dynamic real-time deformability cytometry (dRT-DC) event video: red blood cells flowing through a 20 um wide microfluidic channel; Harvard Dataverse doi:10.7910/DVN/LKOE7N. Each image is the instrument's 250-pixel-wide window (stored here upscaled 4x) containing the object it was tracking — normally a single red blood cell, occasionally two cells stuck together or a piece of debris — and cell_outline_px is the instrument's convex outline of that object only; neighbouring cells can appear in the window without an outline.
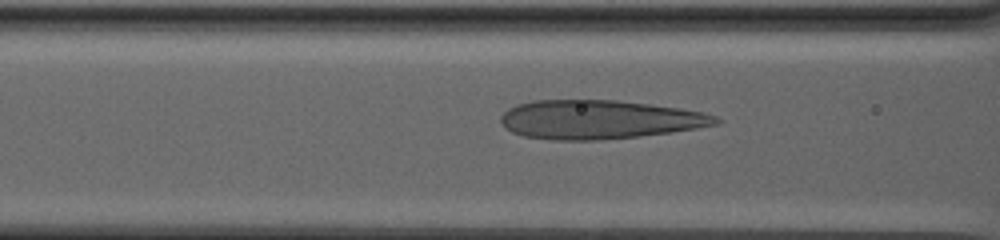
{"species": "human", "species_latin": "Homo sapiens", "temperature_condition": "warm", "stored_images_in_passage": 77, "camera_frame_rate_fps": 3000, "um_per_image_px": 0.085, "donor": {"sex": "male"}, "frame": {"image": 1, "passage_image": 31, "time_ms": 10.0, "image_size_px": [1000, 240], "cell_outline_px": [[724, 120], [720, 124], [672, 132], [640, 136], [596, 140], [552, 140], [524, 136], [512, 132], [500, 120], [500, 116], [508, 108], [516, 104], [532, 100], [616, 100], [652, 104], [680, 108], [704, 112], [716, 116]], "centroid_in_image_um": [50.97, 10.15], "position_along_channel_um": 115.6, "area_um2": 48.9}}
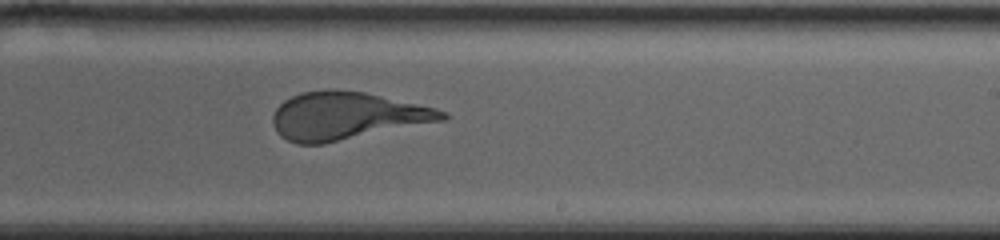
{"frame": {"image": 2, "passage_image": 48, "time_ms": 15.667, "image_size_px": [1000, 240], "cell_outline_px": [[448, 116], [444, 120], [324, 144], [296, 144], [280, 136], [276, 132], [272, 124], [272, 116], [276, 108], [284, 100], [300, 92], [328, 88], [364, 92], [436, 108], [444, 112]], "centroid_in_image_um": [29.4, 9.85], "position_along_channel_um": 259.6, "area_um2": 47.11}}
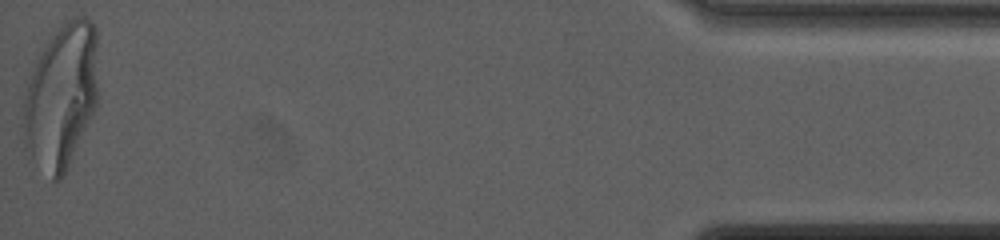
{"frame": {"image": 3, "passage_image": 77, "time_ms": 25.333, "image_size_px": [1000, 240], "cell_outline_px": [[96, 104], [68, 168], [64, 176], [60, 180], [52, 180], [24, 144], [20, 124], [24, 96], [36, 60], [48, 36], [64, 20], [76, 16], [84, 16], [96, 28]], "centroid_in_image_um": [5.17, 8.13], "position_along_channel_um": 430.0, "area_um2": 62.94}}